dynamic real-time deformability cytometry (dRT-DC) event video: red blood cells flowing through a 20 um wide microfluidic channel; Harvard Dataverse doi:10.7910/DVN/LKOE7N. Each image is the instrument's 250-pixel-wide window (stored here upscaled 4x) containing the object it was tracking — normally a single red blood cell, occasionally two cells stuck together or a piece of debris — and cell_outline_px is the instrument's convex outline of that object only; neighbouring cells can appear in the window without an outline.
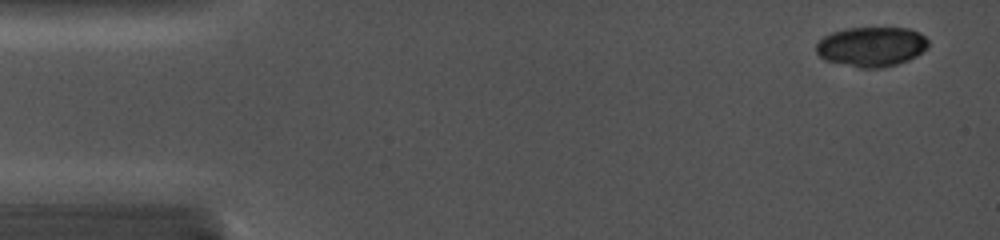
{"species": "common noctule bat (a hibernating species)", "species_latin": "Nyctalus noctula", "temperature_condition": "cold", "stored_images_in_passage": 7, "camera_frame_rate_fps": 5000, "um_per_image_px": 0.085, "animal": {"sex": "female", "body_mass_g": 19.0, "forearm_length_mm": 56.7}, "frame": {"image": 1, "passage_image": 2, "time_ms": 0.6, "image_size_px": [1000, 240], "cell_outline_px": [[928, 48], [916, 56], [908, 60], [884, 68], [860, 68], [824, 60], [816, 52], [816, 44], [824, 36], [832, 32], [844, 28], [908, 28], [920, 32], [928, 40]], "centroid_in_image_um": [74.08, 3.96], "position_along_channel_um": 10.9, "area_um2": 26.13}}
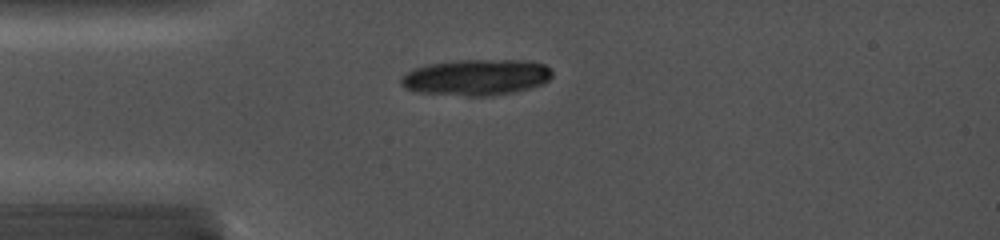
{"frame": {"image": 2, "passage_image": 7, "time_ms": 4.0, "image_size_px": [1000, 240], "cell_outline_px": [[552, 76], [548, 80], [540, 84], [528, 88], [512, 92], [492, 96], [468, 96], [420, 92], [404, 88], [400, 84], [400, 76], [412, 68], [428, 64], [460, 60], [524, 60], [544, 64], [552, 72]], "centroid_in_image_um": [40.43, 6.57], "position_along_channel_um": 44.6, "area_um2": 31.73}}